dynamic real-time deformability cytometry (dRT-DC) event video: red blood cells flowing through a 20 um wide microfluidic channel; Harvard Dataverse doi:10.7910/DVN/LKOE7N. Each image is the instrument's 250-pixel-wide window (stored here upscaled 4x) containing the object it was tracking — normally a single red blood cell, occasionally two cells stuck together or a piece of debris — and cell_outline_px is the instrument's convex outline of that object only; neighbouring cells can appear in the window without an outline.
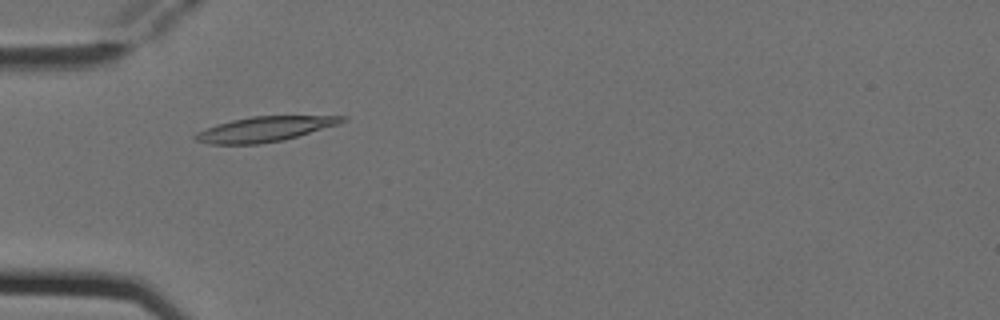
{"species": "Egyptian fruit bat (a non-hibernating species)", "species_latin": "Rousettus aegyptiacus", "temperature_condition": "cold", "stored_images_in_passage": 2, "camera_frame_rate_fps": 3000, "um_per_image_px": 0.085, "animal": {"sex": "female"}, "frame": {"image": 1, "passage_image": 1, "time_ms": 0.0, "image_size_px": [1000, 320], "cell_outline_px": [[348, 120], [340, 124], [284, 140], [260, 144], [208, 144], [196, 140], [192, 136], [196, 132], [216, 124], [232, 120], [252, 116], [348, 116]], "centroid_in_image_um": [22.51, 10.97], "position_along_channel_um": 62.5, "area_um2": 21.5}}
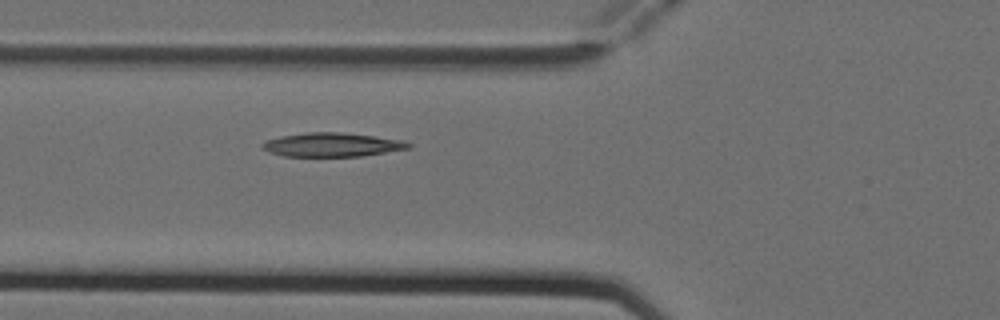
{"frame": {"image": 2, "passage_image": 2, "time_ms": 0.333, "image_size_px": [1000, 320], "cell_outline_px": [[412, 148], [360, 156], [284, 156], [268, 152], [260, 148], [260, 144], [264, 140], [280, 136], [304, 132], [340, 132], [404, 140], [412, 144]], "centroid_in_image_um": [28.17, 12.3], "position_along_channel_um": 97.6, "area_um2": 20.52}}